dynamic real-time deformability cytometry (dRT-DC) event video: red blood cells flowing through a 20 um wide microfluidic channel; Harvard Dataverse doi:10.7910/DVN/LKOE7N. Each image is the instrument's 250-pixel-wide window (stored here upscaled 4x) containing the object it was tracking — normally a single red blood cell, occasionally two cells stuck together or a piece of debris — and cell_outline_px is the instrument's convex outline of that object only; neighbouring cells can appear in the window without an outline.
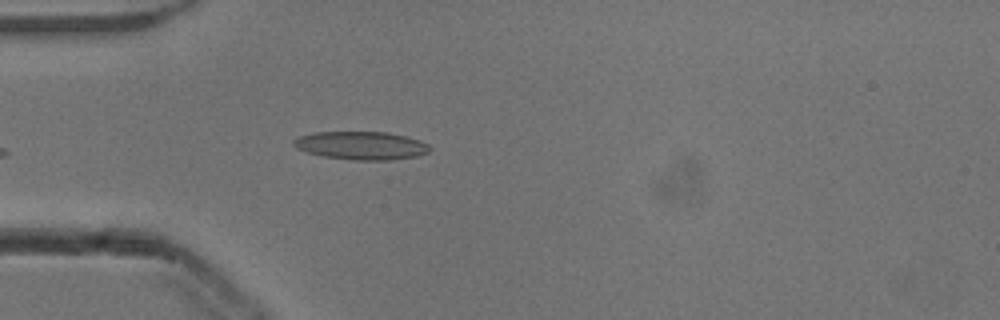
{"species": "common noctule bat (a hibernating species)", "species_latin": "Nyctalus noctula", "temperature_condition": "cold", "stored_images_in_passage": 24, "camera_frame_rate_fps": 3000, "um_per_image_px": 0.085, "animal": {"sex": "male", "body_mass_g": 13.3}, "frame": {"image": 1, "passage_image": 1, "time_ms": 0.0, "image_size_px": [1000, 320], "cell_outline_px": [[432, 148], [428, 152], [416, 156], [392, 160], [352, 160], [324, 156], [308, 152], [296, 148], [292, 144], [292, 140], [300, 136], [316, 132], [388, 132], [420, 140], [428, 144]], "centroid_in_image_um": [30.72, 12.37], "position_along_channel_um": 54.3, "area_um2": 22.31}}
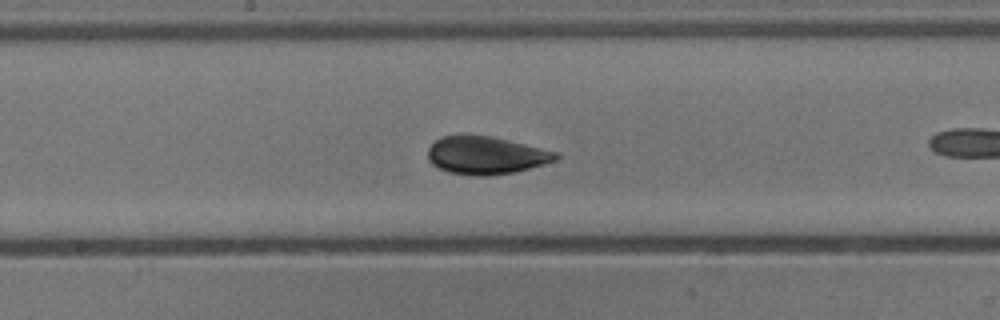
{"frame": {"image": 2, "passage_image": 10, "time_ms": 3.0, "image_size_px": [1000, 320], "cell_outline_px": [[560, 156], [556, 160], [544, 164], [512, 172], [488, 176], [476, 176], [448, 172], [436, 168], [428, 160], [428, 148], [440, 136], [492, 136], [560, 152]], "centroid_in_image_um": [41.31, 13.21], "position_along_channel_um": 206.9, "area_um2": 28.15}}
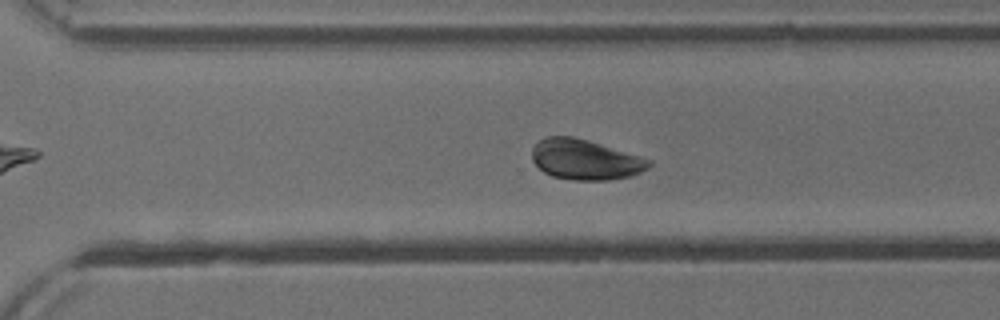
{"frame": {"image": 3, "passage_image": 19, "time_ms": 6.0, "image_size_px": [1000, 320], "cell_outline_px": [[652, 164], [648, 168], [632, 176], [608, 180], [572, 180], [552, 176], [544, 172], [532, 160], [532, 148], [540, 140], [548, 136], [572, 136], [588, 140], [640, 156], [652, 160]], "centroid_in_image_um": [49.75, 13.57], "position_along_channel_um": 320.8, "area_um2": 27.4}}